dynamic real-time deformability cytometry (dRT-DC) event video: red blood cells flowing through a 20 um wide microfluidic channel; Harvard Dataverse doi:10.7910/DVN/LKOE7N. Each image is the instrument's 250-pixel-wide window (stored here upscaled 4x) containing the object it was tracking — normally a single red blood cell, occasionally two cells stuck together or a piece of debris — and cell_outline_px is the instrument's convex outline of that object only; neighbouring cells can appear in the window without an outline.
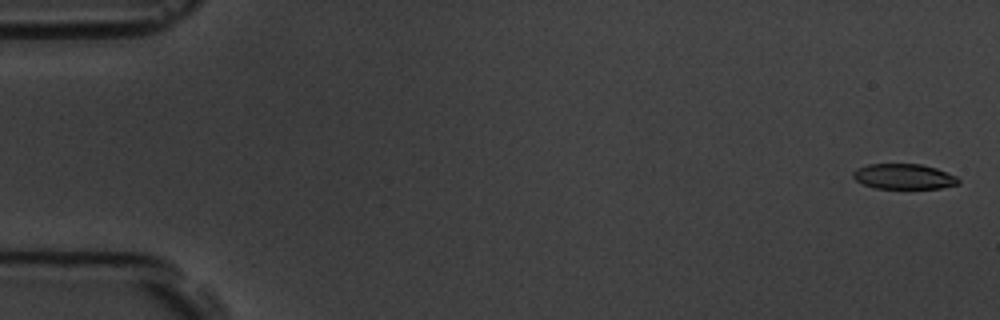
{"species": "common noctule bat (a hibernating species)", "species_latin": "Nyctalus noctula", "temperature_condition": "room temperature", "stored_images_in_passage": 5, "camera_frame_rate_fps": 3000, "um_per_image_px": 0.085, "animal": {"sex": "male", "body_mass_g": 19.5, "forearm_length_mm": 54.6}, "frame": {"image": 1, "passage_image": 1, "time_ms": 0.0, "image_size_px": [1000, 320], "cell_outline_px": [[960, 184], [940, 188], [876, 188], [864, 184], [856, 180], [852, 176], [852, 172], [856, 168], [868, 164], [920, 164], [936, 168], [956, 176], [960, 180]], "centroid_in_image_um": [76.82, 15.0], "position_along_channel_um": 8.2, "area_um2": 15.49}}
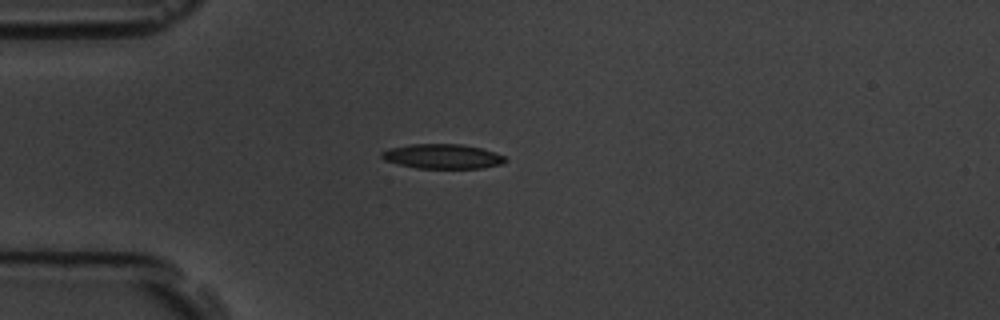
{"frame": {"image": 2, "passage_image": 5, "time_ms": 4.667, "image_size_px": [1000, 320], "cell_outline_px": [[508, 160], [504, 164], [484, 168], [416, 168], [384, 160], [380, 156], [380, 152], [388, 148], [412, 144], [460, 144], [480, 148], [504, 156]], "centroid_in_image_um": [37.61, 13.29], "position_along_channel_um": 47.4, "area_um2": 17.74}}